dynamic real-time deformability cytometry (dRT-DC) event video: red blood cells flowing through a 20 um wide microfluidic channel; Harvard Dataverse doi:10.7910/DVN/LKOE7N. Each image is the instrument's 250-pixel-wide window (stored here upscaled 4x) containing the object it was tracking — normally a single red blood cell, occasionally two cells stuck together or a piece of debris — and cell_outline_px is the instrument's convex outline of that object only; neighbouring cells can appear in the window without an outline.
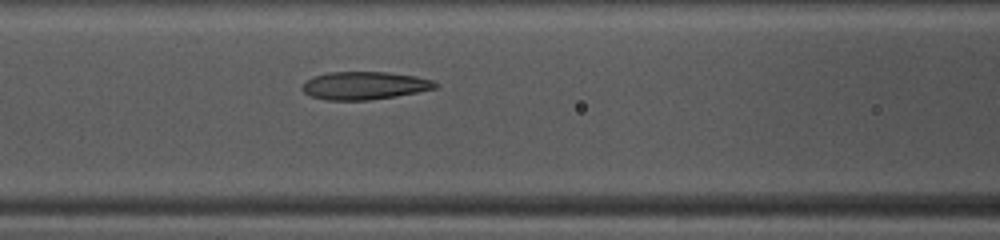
{"species": "common noctule bat (a hibernating species)", "species_latin": "Nyctalus noctula", "temperature_condition": "warm", "stored_images_in_passage": 31, "camera_frame_rate_fps": 3000, "um_per_image_px": 0.085, "animal": {"sex": "female", "body_mass_g": 10.0, "forearm_length_mm": 53.1}, "frame": {"image": 1, "passage_image": 9, "time_ms": 2.667, "image_size_px": [1000, 240], "cell_outline_px": [[440, 84], [436, 88], [396, 96], [368, 100], [328, 100], [312, 96], [304, 92], [304, 84], [312, 76], [328, 72], [388, 72], [416, 76], [432, 80]], "centroid_in_image_um": [31.02, 7.26], "position_along_channel_um": 135.6, "area_um2": 21.44}}
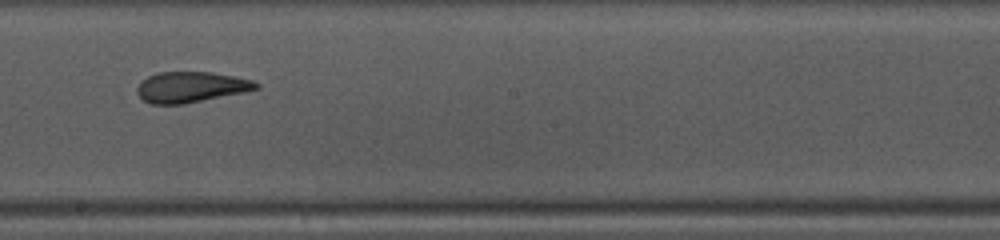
{"frame": {"image": 2, "passage_image": 16, "time_ms": 5.0, "image_size_px": [1000, 240], "cell_outline_px": [[260, 88], [244, 92], [184, 104], [152, 104], [144, 100], [136, 92], [136, 88], [140, 80], [156, 72], [212, 72], [252, 80], [260, 84]], "centroid_in_image_um": [16.2, 7.39], "position_along_channel_um": 232.0, "area_um2": 21.33}}
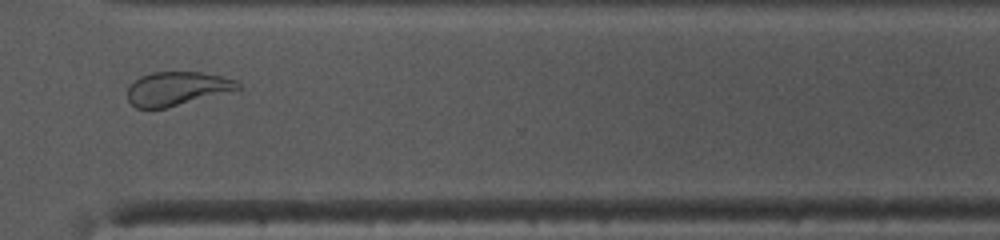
{"frame": {"image": 3, "passage_image": 25, "time_ms": 8.0, "image_size_px": [1000, 240], "cell_outline_px": [[240, 88], [164, 108], [136, 108], [128, 100], [128, 88], [140, 76], [152, 72], [200, 72], [220, 76], [236, 80], [240, 84]], "centroid_in_image_um": [15.0, 7.52], "position_along_channel_um": 355.6, "area_um2": 21.1}, "authors_computed_cell_mechanics": {"area_um2": 21.3282, "velocity_mm_per_s": 4.1335, "shape_relaxation_time_tau1_ms": 7.7275, "shape_relaxation_time_tau2_ms": 1.6705, "deformation_change_tau1": 0.2107, "deformation_change_tau2": 0.0986}}